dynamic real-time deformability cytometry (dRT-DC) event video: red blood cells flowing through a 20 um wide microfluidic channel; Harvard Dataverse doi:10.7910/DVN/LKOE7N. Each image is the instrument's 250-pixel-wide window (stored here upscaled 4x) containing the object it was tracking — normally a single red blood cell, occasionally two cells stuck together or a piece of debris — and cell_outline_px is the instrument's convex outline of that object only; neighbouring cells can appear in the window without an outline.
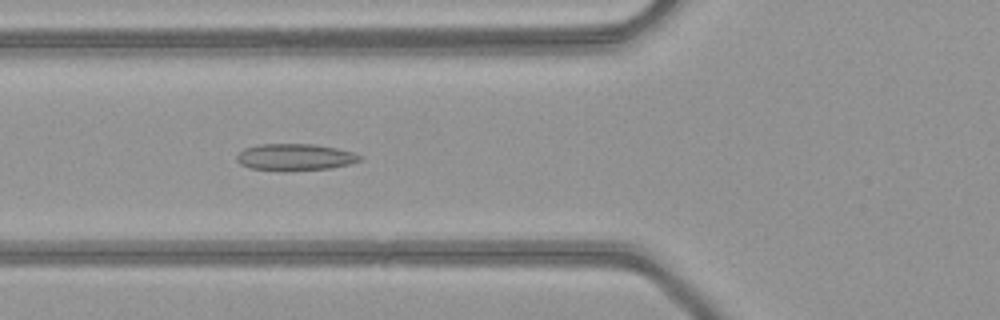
{"species": "common noctule bat (a hibernating species)", "species_latin": "Nyctalus noctula", "temperature_condition": "warm", "stored_images_in_passage": 50, "camera_frame_rate_fps": 3000, "um_per_image_px": 0.085, "animal": {"sex": "female", "body_mass_g": 21.9}, "frame": {"image": 1, "passage_image": 19, "time_ms": 6.0, "image_size_px": [1000, 320], "cell_outline_px": [[364, 156], [360, 160], [352, 164], [332, 168], [284, 172], [248, 168], [240, 164], [236, 160], [236, 156], [244, 148], [260, 144], [312, 144], [336, 148], [352, 152]], "centroid_in_image_um": [25.07, 13.38], "position_along_channel_um": 100.7, "area_um2": 19.59}}
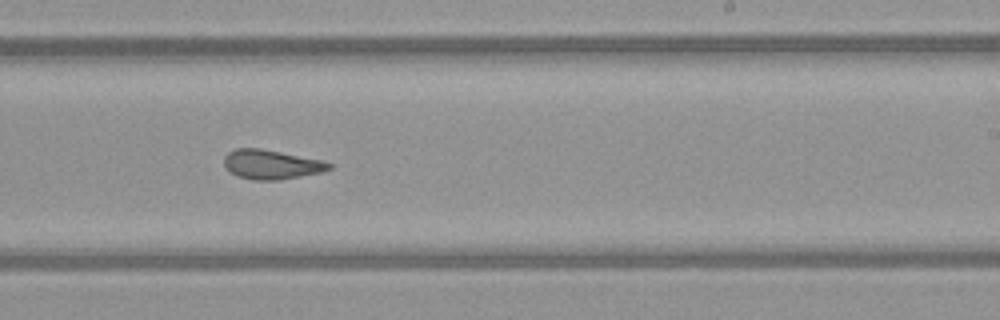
{"frame": {"image": 2, "passage_image": 31, "time_ms": 10.0, "image_size_px": [1000, 320], "cell_outline_px": [[332, 168], [320, 172], [280, 180], [256, 180], [240, 176], [232, 172], [224, 164], [224, 156], [228, 152], [236, 148], [260, 148], [324, 160], [332, 164]], "centroid_in_image_um": [23.09, 13.96], "position_along_channel_um": 265.9, "area_um2": 17.8}}
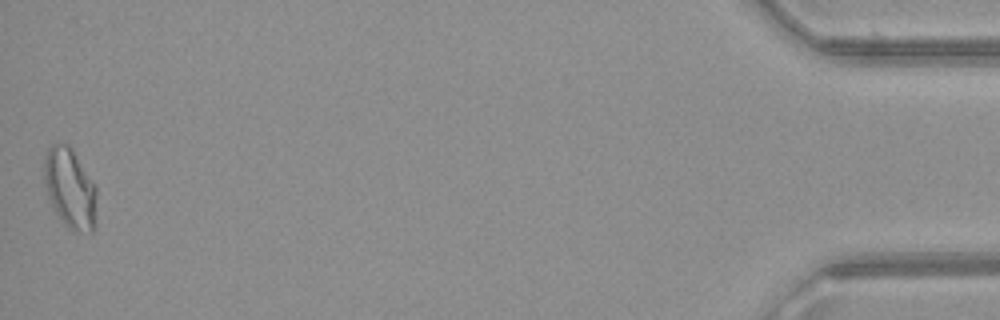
{"frame": {"image": 3, "passage_image": 50, "time_ms": 16.333, "image_size_px": [1000, 320], "cell_outline_px": [[96, 196], [92, 232], [72, 232], [64, 224], [48, 200], [44, 184], [44, 156], [48, 148], [52, 144], [68, 144], [72, 148], [96, 188]], "centroid_in_image_um": [5.9, 16.0], "position_along_channel_um": 429.3, "area_um2": 24.33}, "authors_computed_cell_mechanics": {"area_um2": 19.4786, "velocity_mm_per_s": 4.12, "shape_relaxation_time_tau1_ms": null, "shape_relaxation_time_tau2_ms": 2.0433, "deformation_change_tau1": null, "deformation_change_tau2": 0.1004}}